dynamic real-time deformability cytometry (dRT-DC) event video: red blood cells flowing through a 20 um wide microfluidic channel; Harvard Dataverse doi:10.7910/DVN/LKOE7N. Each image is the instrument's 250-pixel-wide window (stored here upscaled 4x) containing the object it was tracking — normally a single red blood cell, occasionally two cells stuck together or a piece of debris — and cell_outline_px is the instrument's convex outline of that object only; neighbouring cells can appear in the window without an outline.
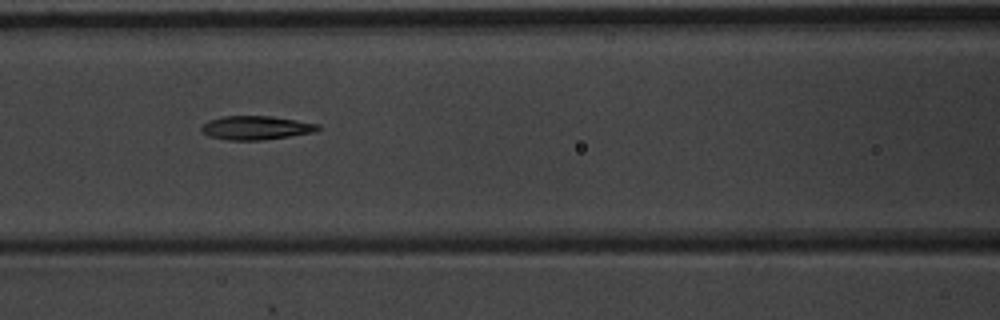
{"species": "common noctule bat (a hibernating species)", "species_latin": "Nyctalus noctula", "temperature_condition": "warm", "stored_images_in_passage": 11, "camera_frame_rate_fps": 3000, "um_per_image_px": 0.085, "animal": {"sex": "male", "body_mass_g": 20.1, "forearm_length_mm": 53.5}, "frame": {"image": 1, "passage_image": 7, "time_ms": 2.0, "image_size_px": [1000, 320], "cell_outline_px": [[320, 128], [316, 132], [264, 140], [228, 140], [208, 136], [200, 132], [200, 124], [208, 120], [224, 116], [272, 116], [320, 124]], "centroid_in_image_um": [21.72, 10.86], "position_along_channel_um": 144.9, "area_um2": 16.42}}
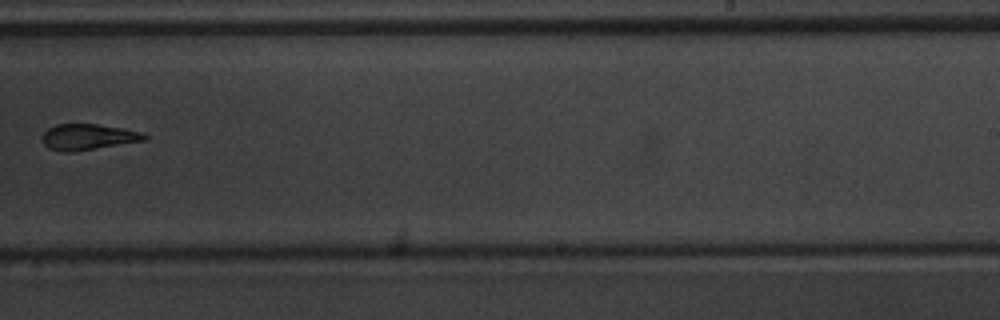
{"frame": {"image": 2, "passage_image": 10, "time_ms": 3.0, "image_size_px": [1000, 320], "cell_outline_px": [[148, 136], [144, 140], [72, 152], [64, 152], [48, 148], [44, 144], [44, 132], [48, 128], [56, 124], [96, 124], [124, 128], [144, 132]], "centroid_in_image_um": [7.5, 11.63], "position_along_channel_um": 281.5, "area_um2": 15.26}}
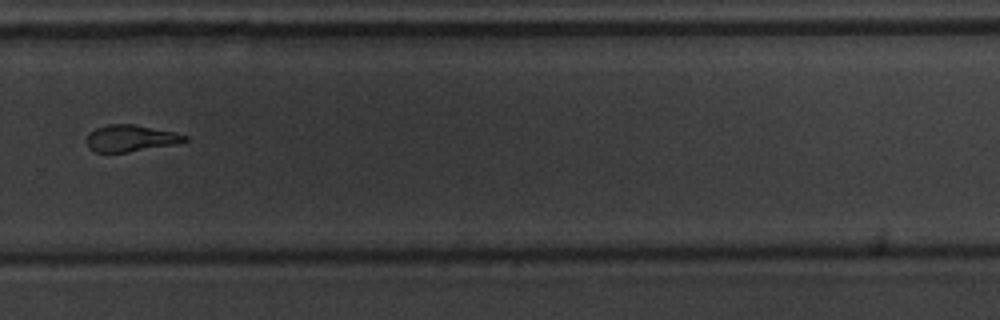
{"frame": {"image": 3, "passage_image": 11, "time_ms": 3.333, "image_size_px": [1000, 320], "cell_outline_px": [[188, 140], [172, 144], [128, 152], [96, 152], [88, 148], [88, 136], [96, 128], [108, 124], [132, 124], [176, 132], [188, 136]], "centroid_in_image_um": [11.11, 11.74], "position_along_channel_um": 318.7, "area_um2": 14.91}}